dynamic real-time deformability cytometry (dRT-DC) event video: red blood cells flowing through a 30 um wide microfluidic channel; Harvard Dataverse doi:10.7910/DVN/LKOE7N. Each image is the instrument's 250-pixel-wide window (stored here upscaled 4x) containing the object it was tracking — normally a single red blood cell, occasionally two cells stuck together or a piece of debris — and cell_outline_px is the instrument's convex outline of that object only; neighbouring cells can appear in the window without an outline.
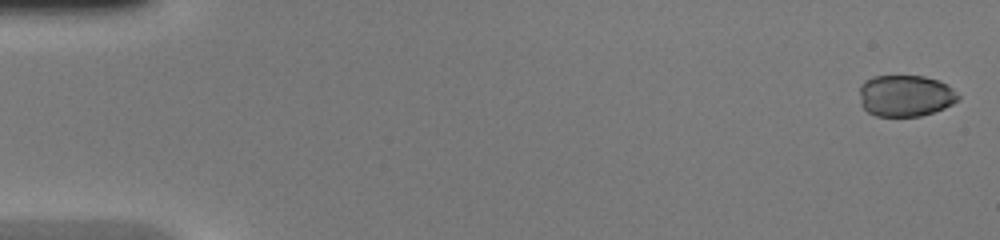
{"species": "common noctule bat (a hibernating species)", "species_latin": "Nyctalus noctula", "temperature_condition": "warm", "stored_images_in_passage": 46, "camera_frame_rate_fps": 3000, "um_per_image_px": 0.085, "animal": {"sex": "female", "body_mass_g": 20.0, "forearm_length_mm": 54.0}, "frame": {"image": 1, "passage_image": 1, "time_ms": 0.0, "image_size_px": [1000, 240], "cell_outline_px": [[960, 100], [944, 108], [920, 116], [876, 116], [868, 112], [860, 104], [860, 84], [864, 80], [872, 76], [924, 76], [940, 80], [948, 84], [960, 96]], "centroid_in_image_um": [76.96, 8.12], "position_along_channel_um": 8.0, "area_um2": 24.16}}
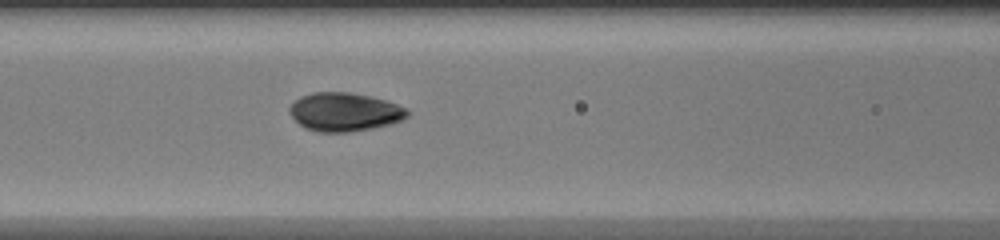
{"frame": {"image": 2, "passage_image": 20, "time_ms": 6.333, "image_size_px": [1000, 240], "cell_outline_px": [[408, 116], [404, 120], [372, 128], [348, 132], [320, 132], [304, 128], [288, 112], [288, 108], [300, 96], [312, 92], [348, 92], [368, 96], [384, 100], [396, 104], [404, 108], [408, 112]], "centroid_in_image_um": [29.25, 9.52], "position_along_channel_um": 137.4, "area_um2": 26.24}}
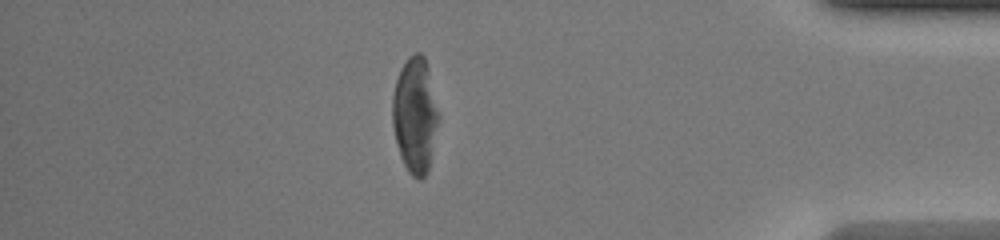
{"frame": {"image": 3, "passage_image": 40, "time_ms": 13.0, "image_size_px": [1000, 240], "cell_outline_px": [[440, 120], [428, 172], [420, 180], [412, 176], [408, 172], [400, 156], [392, 124], [392, 96], [396, 80], [400, 68], [408, 56], [416, 52], [420, 52], [424, 56], [428, 68], [440, 112]], "centroid_in_image_um": [35.3, 9.79], "position_along_channel_um": 399.9, "area_um2": 31.67}}